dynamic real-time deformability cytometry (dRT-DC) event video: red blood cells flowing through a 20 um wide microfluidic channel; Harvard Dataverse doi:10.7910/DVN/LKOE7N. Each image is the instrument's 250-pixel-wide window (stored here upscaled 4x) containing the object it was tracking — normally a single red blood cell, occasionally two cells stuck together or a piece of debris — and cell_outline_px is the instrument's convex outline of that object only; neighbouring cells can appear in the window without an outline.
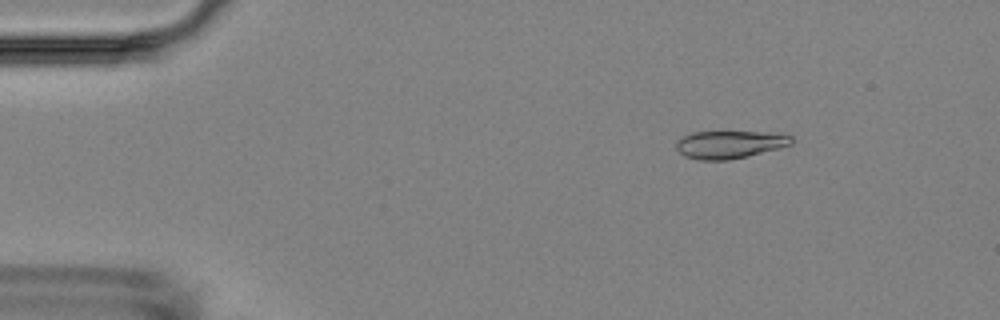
{"species": "Egyptian fruit bat (a non-hibernating species)", "species_latin": "Rousettus aegyptiacus", "temperature_condition": "room temperature", "stored_images_in_passage": 9, "camera_frame_rate_fps": 3000, "um_per_image_px": 0.085, "animal": {"sex": "female"}, "frame": {"image": 1, "passage_image": 2, "time_ms": 2.0, "image_size_px": [1000, 320], "cell_outline_px": [[792, 144], [780, 148], [748, 156], [728, 160], [700, 160], [684, 156], [676, 148], [676, 140], [692, 132], [780, 132], [792, 136]], "centroid_in_image_um": [62.05, 12.27], "position_along_channel_um": 23.0, "area_um2": 18.79}}
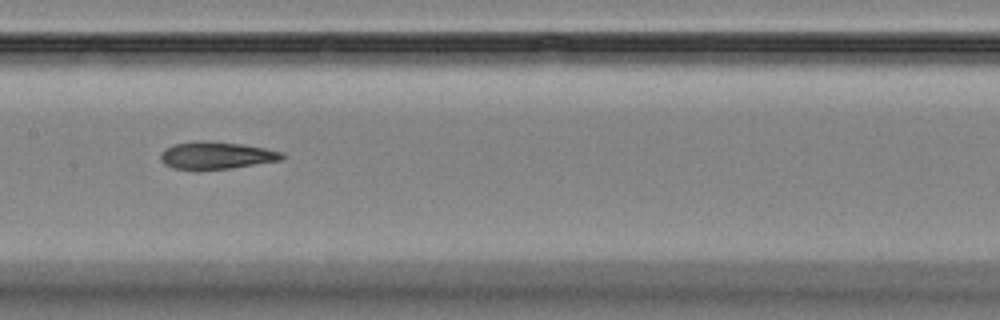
{"frame": {"image": 2, "passage_image": 8, "time_ms": 8.667, "image_size_px": [1000, 320], "cell_outline_px": [[284, 156], [280, 160], [232, 168], [200, 172], [172, 168], [164, 164], [160, 160], [160, 156], [164, 148], [172, 144], [196, 140], [204, 140], [240, 144], [264, 148], [284, 152]], "centroid_in_image_um": [18.3, 13.23], "position_along_channel_um": 189.1, "area_um2": 19.94}}
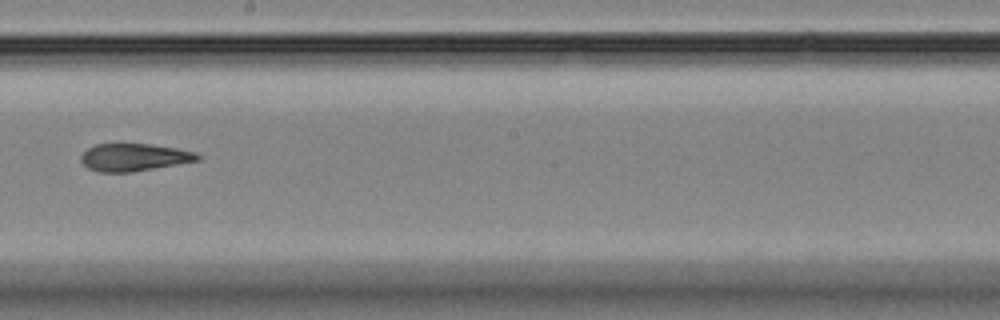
{"frame": {"image": 3, "passage_image": 9, "time_ms": 10.0, "image_size_px": [1000, 320], "cell_outline_px": [[200, 160], [132, 172], [96, 172], [88, 168], [80, 160], [80, 156], [88, 148], [96, 144], [152, 144], [176, 148], [196, 152], [200, 156]], "centroid_in_image_um": [11.38, 13.37], "position_along_channel_um": 236.8, "area_um2": 18.67}}